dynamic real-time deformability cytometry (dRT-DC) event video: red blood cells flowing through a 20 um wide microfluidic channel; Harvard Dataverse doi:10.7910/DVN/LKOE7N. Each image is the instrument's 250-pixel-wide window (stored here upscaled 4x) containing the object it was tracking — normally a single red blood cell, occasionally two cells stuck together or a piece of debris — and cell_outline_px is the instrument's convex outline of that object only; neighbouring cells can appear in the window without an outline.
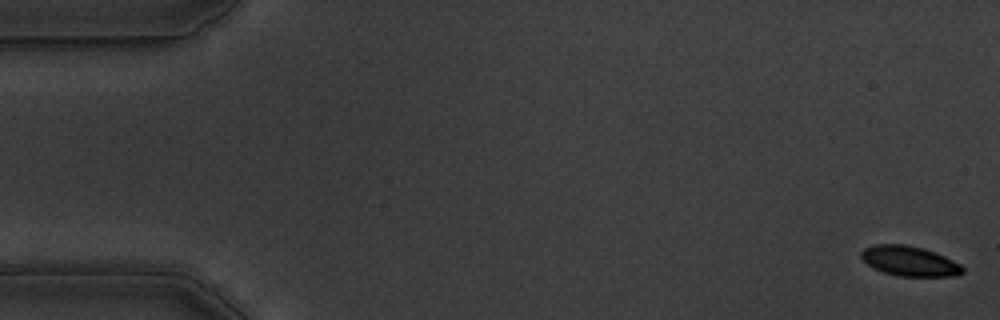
{"species": "common noctule bat (a hibernating species)", "species_latin": "Nyctalus noctula", "temperature_condition": "warm", "stored_images_in_passage": 55, "camera_frame_rate_fps": 3000, "um_per_image_px": 0.085, "animal": {"sex": "male", "body_mass_g": 19.5, "forearm_length_mm": 54.6}, "frame": {"image": 1, "passage_image": 1, "time_ms": 0.0, "image_size_px": [1000, 320], "cell_outline_px": [[964, 272], [952, 276], [900, 276], [884, 272], [868, 264], [860, 256], [860, 252], [864, 248], [872, 244], [904, 244], [924, 248], [936, 252], [960, 264], [964, 268]], "centroid_in_image_um": [77.31, 22.17], "position_along_channel_um": 7.7, "area_um2": 17.63}}
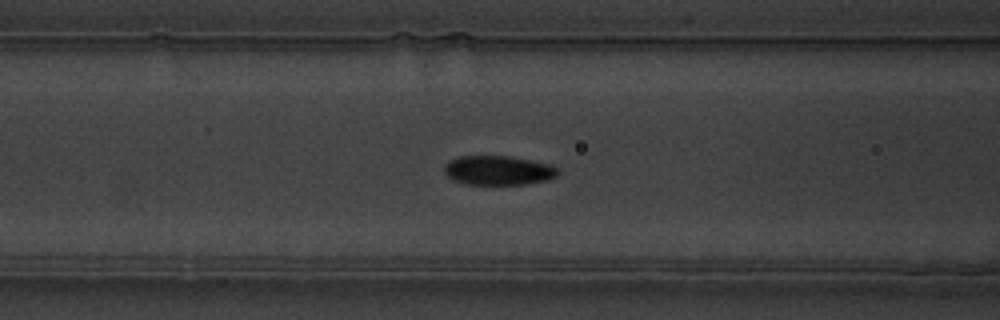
{"frame": {"image": 2, "passage_image": 22, "time_ms": 7.0, "image_size_px": [1000, 320], "cell_outline_px": [[560, 172], [556, 176], [548, 180], [524, 184], [464, 184], [452, 180], [444, 172], [444, 164], [460, 156], [508, 156], [552, 164]], "centroid_in_image_um": [42.35, 14.48], "position_along_channel_um": 124.2, "area_um2": 19.42}}
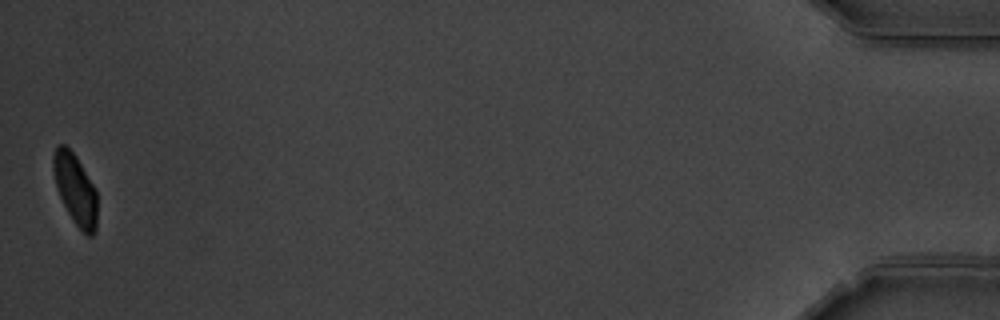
{"frame": {"image": 3, "passage_image": 55, "time_ms": 18.0, "image_size_px": [1000, 320], "cell_outline_px": [[96, 232], [92, 236], [88, 236], [72, 220], [56, 188], [52, 168], [52, 156], [56, 144], [64, 144], [76, 156], [92, 184], [96, 192]], "centroid_in_image_um": [6.37, 16.06], "position_along_channel_um": 428.8, "area_um2": 17.92}, "authors_computed_cell_mechanics": {"area_um2": 19.363, "velocity_mm_per_s": 3.6373, "shape_relaxation_time_tau1_ms": 3.1852, "shape_relaxation_time_tau2_ms": 1.0019, "deformation_change_tau1": 0.1321, "deformation_change_tau2": 0.0409}}